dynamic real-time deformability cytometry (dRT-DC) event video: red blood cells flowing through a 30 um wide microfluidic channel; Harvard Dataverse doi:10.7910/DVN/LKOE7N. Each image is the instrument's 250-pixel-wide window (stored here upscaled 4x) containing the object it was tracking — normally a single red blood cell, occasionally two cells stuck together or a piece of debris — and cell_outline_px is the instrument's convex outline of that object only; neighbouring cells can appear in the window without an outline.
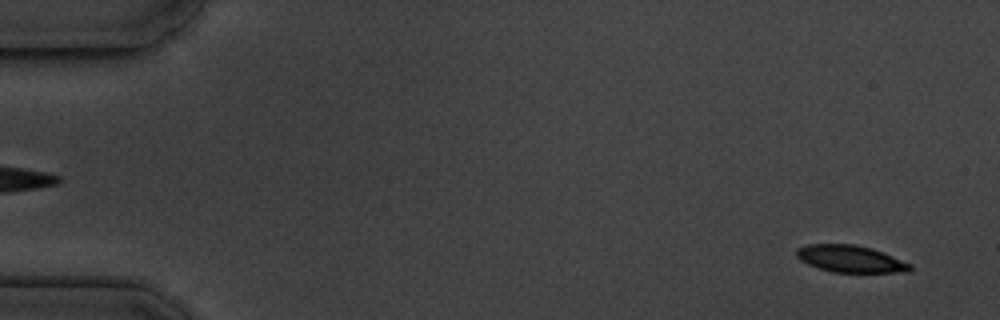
{"species": "common noctule bat (a hibernating species)", "species_latin": "Nyctalus noctula", "temperature_condition": "cold", "stored_images_in_passage": 5, "segment_of_instrument_passage": [2, 2], "camera_frame_rate_fps": 3000, "um_per_image_px": 0.085, "animal": {"sex": "male", "body_mass_g": 19.5, "forearm_length_mm": 54.6}, "frame": {"image": 1, "passage_image": 5, "time_ms": 5.0, "image_size_px": [1000, 320], "cell_outline_px": [[912, 268], [908, 272], [832, 272], [808, 264], [800, 260], [796, 256], [796, 248], [808, 244], [856, 244], [872, 248], [912, 264]], "centroid_in_image_um": [72.28, 21.99], "position_along_channel_um": 12.7, "area_um2": 17.86}}